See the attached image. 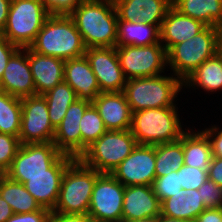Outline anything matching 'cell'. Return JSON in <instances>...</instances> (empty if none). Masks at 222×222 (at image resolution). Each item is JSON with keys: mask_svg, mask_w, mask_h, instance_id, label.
I'll list each match as a JSON object with an SVG mask.
<instances>
[{"mask_svg": "<svg viewBox=\"0 0 222 222\" xmlns=\"http://www.w3.org/2000/svg\"><path fill=\"white\" fill-rule=\"evenodd\" d=\"M69 16L86 48L117 46L118 15L113 0H84Z\"/></svg>", "mask_w": 222, "mask_h": 222, "instance_id": "obj_1", "label": "cell"}, {"mask_svg": "<svg viewBox=\"0 0 222 222\" xmlns=\"http://www.w3.org/2000/svg\"><path fill=\"white\" fill-rule=\"evenodd\" d=\"M30 48L63 60L82 57L87 49L73 19L66 15H49Z\"/></svg>", "mask_w": 222, "mask_h": 222, "instance_id": "obj_2", "label": "cell"}, {"mask_svg": "<svg viewBox=\"0 0 222 222\" xmlns=\"http://www.w3.org/2000/svg\"><path fill=\"white\" fill-rule=\"evenodd\" d=\"M176 107L149 108L132 112L130 131L137 145L155 146L178 141L183 133Z\"/></svg>", "mask_w": 222, "mask_h": 222, "instance_id": "obj_3", "label": "cell"}, {"mask_svg": "<svg viewBox=\"0 0 222 222\" xmlns=\"http://www.w3.org/2000/svg\"><path fill=\"white\" fill-rule=\"evenodd\" d=\"M100 174L79 158L74 159L65 170L52 214H88L93 186Z\"/></svg>", "mask_w": 222, "mask_h": 222, "instance_id": "obj_4", "label": "cell"}, {"mask_svg": "<svg viewBox=\"0 0 222 222\" xmlns=\"http://www.w3.org/2000/svg\"><path fill=\"white\" fill-rule=\"evenodd\" d=\"M183 81L173 76H153L128 79L124 94L132 112L149 108L176 107L174 99Z\"/></svg>", "mask_w": 222, "mask_h": 222, "instance_id": "obj_5", "label": "cell"}, {"mask_svg": "<svg viewBox=\"0 0 222 222\" xmlns=\"http://www.w3.org/2000/svg\"><path fill=\"white\" fill-rule=\"evenodd\" d=\"M218 53V27L207 26L202 32L179 44L168 52V65L174 75L184 81L207 59Z\"/></svg>", "mask_w": 222, "mask_h": 222, "instance_id": "obj_6", "label": "cell"}, {"mask_svg": "<svg viewBox=\"0 0 222 222\" xmlns=\"http://www.w3.org/2000/svg\"><path fill=\"white\" fill-rule=\"evenodd\" d=\"M49 16L40 0H11L6 26L0 34L18 48H28Z\"/></svg>", "mask_w": 222, "mask_h": 222, "instance_id": "obj_7", "label": "cell"}, {"mask_svg": "<svg viewBox=\"0 0 222 222\" xmlns=\"http://www.w3.org/2000/svg\"><path fill=\"white\" fill-rule=\"evenodd\" d=\"M136 145L137 142L130 129L107 130L87 147L79 159L99 173L111 174Z\"/></svg>", "mask_w": 222, "mask_h": 222, "instance_id": "obj_8", "label": "cell"}, {"mask_svg": "<svg viewBox=\"0 0 222 222\" xmlns=\"http://www.w3.org/2000/svg\"><path fill=\"white\" fill-rule=\"evenodd\" d=\"M116 52L127 80L158 76L168 64L167 50L161 43L145 46L117 45Z\"/></svg>", "mask_w": 222, "mask_h": 222, "instance_id": "obj_9", "label": "cell"}, {"mask_svg": "<svg viewBox=\"0 0 222 222\" xmlns=\"http://www.w3.org/2000/svg\"><path fill=\"white\" fill-rule=\"evenodd\" d=\"M62 155L53 142L21 144L5 175L22 184L29 176L51 175V166Z\"/></svg>", "mask_w": 222, "mask_h": 222, "instance_id": "obj_10", "label": "cell"}, {"mask_svg": "<svg viewBox=\"0 0 222 222\" xmlns=\"http://www.w3.org/2000/svg\"><path fill=\"white\" fill-rule=\"evenodd\" d=\"M125 186L110 173H101L93 186L88 215L95 222L122 221Z\"/></svg>", "mask_w": 222, "mask_h": 222, "instance_id": "obj_11", "label": "cell"}, {"mask_svg": "<svg viewBox=\"0 0 222 222\" xmlns=\"http://www.w3.org/2000/svg\"><path fill=\"white\" fill-rule=\"evenodd\" d=\"M22 116L19 139L21 144L53 142L55 128L48 116V106L43 95L21 99Z\"/></svg>", "mask_w": 222, "mask_h": 222, "instance_id": "obj_12", "label": "cell"}, {"mask_svg": "<svg viewBox=\"0 0 222 222\" xmlns=\"http://www.w3.org/2000/svg\"><path fill=\"white\" fill-rule=\"evenodd\" d=\"M124 186L152 185L155 174V146L136 145L111 173Z\"/></svg>", "mask_w": 222, "mask_h": 222, "instance_id": "obj_13", "label": "cell"}, {"mask_svg": "<svg viewBox=\"0 0 222 222\" xmlns=\"http://www.w3.org/2000/svg\"><path fill=\"white\" fill-rule=\"evenodd\" d=\"M101 92H121L127 79L120 67L116 47H91L85 51Z\"/></svg>", "mask_w": 222, "mask_h": 222, "instance_id": "obj_14", "label": "cell"}, {"mask_svg": "<svg viewBox=\"0 0 222 222\" xmlns=\"http://www.w3.org/2000/svg\"><path fill=\"white\" fill-rule=\"evenodd\" d=\"M91 104L88 100L77 99L69 106L61 123L55 128L53 143L62 154L75 159L81 156L80 121Z\"/></svg>", "mask_w": 222, "mask_h": 222, "instance_id": "obj_15", "label": "cell"}, {"mask_svg": "<svg viewBox=\"0 0 222 222\" xmlns=\"http://www.w3.org/2000/svg\"><path fill=\"white\" fill-rule=\"evenodd\" d=\"M75 158L63 154L52 166L51 175L29 176L24 184L41 207L53 210L59 196L66 168Z\"/></svg>", "mask_w": 222, "mask_h": 222, "instance_id": "obj_16", "label": "cell"}, {"mask_svg": "<svg viewBox=\"0 0 222 222\" xmlns=\"http://www.w3.org/2000/svg\"><path fill=\"white\" fill-rule=\"evenodd\" d=\"M0 91L20 99L36 95L28 53L24 49L19 48L8 60L0 80Z\"/></svg>", "mask_w": 222, "mask_h": 222, "instance_id": "obj_17", "label": "cell"}, {"mask_svg": "<svg viewBox=\"0 0 222 222\" xmlns=\"http://www.w3.org/2000/svg\"><path fill=\"white\" fill-rule=\"evenodd\" d=\"M118 21L144 22L161 28L172 0H113Z\"/></svg>", "mask_w": 222, "mask_h": 222, "instance_id": "obj_18", "label": "cell"}, {"mask_svg": "<svg viewBox=\"0 0 222 222\" xmlns=\"http://www.w3.org/2000/svg\"><path fill=\"white\" fill-rule=\"evenodd\" d=\"M160 214L161 201L151 185L125 186L122 221L154 218Z\"/></svg>", "mask_w": 222, "mask_h": 222, "instance_id": "obj_19", "label": "cell"}, {"mask_svg": "<svg viewBox=\"0 0 222 222\" xmlns=\"http://www.w3.org/2000/svg\"><path fill=\"white\" fill-rule=\"evenodd\" d=\"M107 130H129L132 111L123 91L101 92L92 102Z\"/></svg>", "mask_w": 222, "mask_h": 222, "instance_id": "obj_20", "label": "cell"}, {"mask_svg": "<svg viewBox=\"0 0 222 222\" xmlns=\"http://www.w3.org/2000/svg\"><path fill=\"white\" fill-rule=\"evenodd\" d=\"M23 49L28 53L36 95H43L63 82L65 60L36 53L30 47Z\"/></svg>", "mask_w": 222, "mask_h": 222, "instance_id": "obj_21", "label": "cell"}, {"mask_svg": "<svg viewBox=\"0 0 222 222\" xmlns=\"http://www.w3.org/2000/svg\"><path fill=\"white\" fill-rule=\"evenodd\" d=\"M206 27L207 25L203 22L183 15L171 6L162 21L160 43H163L162 45L168 52L175 44L193 38Z\"/></svg>", "mask_w": 222, "mask_h": 222, "instance_id": "obj_22", "label": "cell"}, {"mask_svg": "<svg viewBox=\"0 0 222 222\" xmlns=\"http://www.w3.org/2000/svg\"><path fill=\"white\" fill-rule=\"evenodd\" d=\"M63 81L72 87L78 99L92 103L101 93L96 76L85 55L65 60Z\"/></svg>", "mask_w": 222, "mask_h": 222, "instance_id": "obj_23", "label": "cell"}, {"mask_svg": "<svg viewBox=\"0 0 222 222\" xmlns=\"http://www.w3.org/2000/svg\"><path fill=\"white\" fill-rule=\"evenodd\" d=\"M172 6L207 26H222V0H172Z\"/></svg>", "mask_w": 222, "mask_h": 222, "instance_id": "obj_24", "label": "cell"}, {"mask_svg": "<svg viewBox=\"0 0 222 222\" xmlns=\"http://www.w3.org/2000/svg\"><path fill=\"white\" fill-rule=\"evenodd\" d=\"M184 165L208 172L212 159L211 145L203 131L183 133Z\"/></svg>", "mask_w": 222, "mask_h": 222, "instance_id": "obj_25", "label": "cell"}, {"mask_svg": "<svg viewBox=\"0 0 222 222\" xmlns=\"http://www.w3.org/2000/svg\"><path fill=\"white\" fill-rule=\"evenodd\" d=\"M0 196L17 214L30 213L42 208L24 184L11 180L5 174L0 175Z\"/></svg>", "mask_w": 222, "mask_h": 222, "instance_id": "obj_26", "label": "cell"}, {"mask_svg": "<svg viewBox=\"0 0 222 222\" xmlns=\"http://www.w3.org/2000/svg\"><path fill=\"white\" fill-rule=\"evenodd\" d=\"M160 43V28L144 22L118 21L117 45L145 46Z\"/></svg>", "mask_w": 222, "mask_h": 222, "instance_id": "obj_27", "label": "cell"}, {"mask_svg": "<svg viewBox=\"0 0 222 222\" xmlns=\"http://www.w3.org/2000/svg\"><path fill=\"white\" fill-rule=\"evenodd\" d=\"M183 85L216 92L222 89V56L217 53L207 59L183 81ZM196 85V86H195Z\"/></svg>", "mask_w": 222, "mask_h": 222, "instance_id": "obj_28", "label": "cell"}, {"mask_svg": "<svg viewBox=\"0 0 222 222\" xmlns=\"http://www.w3.org/2000/svg\"><path fill=\"white\" fill-rule=\"evenodd\" d=\"M43 96L46 99L48 116L54 128L61 123L69 106L78 99L72 87L64 81L44 93Z\"/></svg>", "mask_w": 222, "mask_h": 222, "instance_id": "obj_29", "label": "cell"}, {"mask_svg": "<svg viewBox=\"0 0 222 222\" xmlns=\"http://www.w3.org/2000/svg\"><path fill=\"white\" fill-rule=\"evenodd\" d=\"M183 164V135L178 141L155 145L156 178L178 171Z\"/></svg>", "mask_w": 222, "mask_h": 222, "instance_id": "obj_30", "label": "cell"}, {"mask_svg": "<svg viewBox=\"0 0 222 222\" xmlns=\"http://www.w3.org/2000/svg\"><path fill=\"white\" fill-rule=\"evenodd\" d=\"M21 116V99L0 91V133L18 137Z\"/></svg>", "mask_w": 222, "mask_h": 222, "instance_id": "obj_31", "label": "cell"}, {"mask_svg": "<svg viewBox=\"0 0 222 222\" xmlns=\"http://www.w3.org/2000/svg\"><path fill=\"white\" fill-rule=\"evenodd\" d=\"M81 131V155L95 140H98L107 129L97 109L91 104L84 112L80 121Z\"/></svg>", "mask_w": 222, "mask_h": 222, "instance_id": "obj_32", "label": "cell"}, {"mask_svg": "<svg viewBox=\"0 0 222 222\" xmlns=\"http://www.w3.org/2000/svg\"><path fill=\"white\" fill-rule=\"evenodd\" d=\"M151 186L161 202L174 195L185 194L184 189L180 185L179 173L177 171L155 178Z\"/></svg>", "mask_w": 222, "mask_h": 222, "instance_id": "obj_33", "label": "cell"}, {"mask_svg": "<svg viewBox=\"0 0 222 222\" xmlns=\"http://www.w3.org/2000/svg\"><path fill=\"white\" fill-rule=\"evenodd\" d=\"M20 146L19 137L0 133V174L9 170Z\"/></svg>", "mask_w": 222, "mask_h": 222, "instance_id": "obj_34", "label": "cell"}, {"mask_svg": "<svg viewBox=\"0 0 222 222\" xmlns=\"http://www.w3.org/2000/svg\"><path fill=\"white\" fill-rule=\"evenodd\" d=\"M172 218L190 220L188 198L186 194L174 195L161 202V214Z\"/></svg>", "mask_w": 222, "mask_h": 222, "instance_id": "obj_35", "label": "cell"}, {"mask_svg": "<svg viewBox=\"0 0 222 222\" xmlns=\"http://www.w3.org/2000/svg\"><path fill=\"white\" fill-rule=\"evenodd\" d=\"M177 172L179 173L180 185L184 190H198V188L209 178L208 172L184 164Z\"/></svg>", "mask_w": 222, "mask_h": 222, "instance_id": "obj_36", "label": "cell"}, {"mask_svg": "<svg viewBox=\"0 0 222 222\" xmlns=\"http://www.w3.org/2000/svg\"><path fill=\"white\" fill-rule=\"evenodd\" d=\"M206 209L222 207V187L209 178L198 188Z\"/></svg>", "mask_w": 222, "mask_h": 222, "instance_id": "obj_37", "label": "cell"}, {"mask_svg": "<svg viewBox=\"0 0 222 222\" xmlns=\"http://www.w3.org/2000/svg\"><path fill=\"white\" fill-rule=\"evenodd\" d=\"M49 15L69 16L84 0H40Z\"/></svg>", "mask_w": 222, "mask_h": 222, "instance_id": "obj_38", "label": "cell"}, {"mask_svg": "<svg viewBox=\"0 0 222 222\" xmlns=\"http://www.w3.org/2000/svg\"><path fill=\"white\" fill-rule=\"evenodd\" d=\"M52 211L42 207L30 213H14L6 222H51Z\"/></svg>", "mask_w": 222, "mask_h": 222, "instance_id": "obj_39", "label": "cell"}, {"mask_svg": "<svg viewBox=\"0 0 222 222\" xmlns=\"http://www.w3.org/2000/svg\"><path fill=\"white\" fill-rule=\"evenodd\" d=\"M184 193L188 198L190 220H195L196 217L206 209L204 203L203 201H201V197L199 195L198 190L188 189L184 190Z\"/></svg>", "mask_w": 222, "mask_h": 222, "instance_id": "obj_40", "label": "cell"}, {"mask_svg": "<svg viewBox=\"0 0 222 222\" xmlns=\"http://www.w3.org/2000/svg\"><path fill=\"white\" fill-rule=\"evenodd\" d=\"M19 48L0 35V80L10 57Z\"/></svg>", "mask_w": 222, "mask_h": 222, "instance_id": "obj_41", "label": "cell"}, {"mask_svg": "<svg viewBox=\"0 0 222 222\" xmlns=\"http://www.w3.org/2000/svg\"><path fill=\"white\" fill-rule=\"evenodd\" d=\"M203 132L210 141L212 157L222 158V130L218 131V128L213 126L211 129L206 128Z\"/></svg>", "mask_w": 222, "mask_h": 222, "instance_id": "obj_42", "label": "cell"}, {"mask_svg": "<svg viewBox=\"0 0 222 222\" xmlns=\"http://www.w3.org/2000/svg\"><path fill=\"white\" fill-rule=\"evenodd\" d=\"M208 177L214 181L218 186L222 187V158L212 157L209 169Z\"/></svg>", "mask_w": 222, "mask_h": 222, "instance_id": "obj_43", "label": "cell"}, {"mask_svg": "<svg viewBox=\"0 0 222 222\" xmlns=\"http://www.w3.org/2000/svg\"><path fill=\"white\" fill-rule=\"evenodd\" d=\"M51 222H95L88 214H52Z\"/></svg>", "mask_w": 222, "mask_h": 222, "instance_id": "obj_44", "label": "cell"}, {"mask_svg": "<svg viewBox=\"0 0 222 222\" xmlns=\"http://www.w3.org/2000/svg\"><path fill=\"white\" fill-rule=\"evenodd\" d=\"M195 222H222V207L205 209L194 220Z\"/></svg>", "mask_w": 222, "mask_h": 222, "instance_id": "obj_45", "label": "cell"}, {"mask_svg": "<svg viewBox=\"0 0 222 222\" xmlns=\"http://www.w3.org/2000/svg\"><path fill=\"white\" fill-rule=\"evenodd\" d=\"M10 4L11 0H0V34L6 26Z\"/></svg>", "mask_w": 222, "mask_h": 222, "instance_id": "obj_46", "label": "cell"}, {"mask_svg": "<svg viewBox=\"0 0 222 222\" xmlns=\"http://www.w3.org/2000/svg\"><path fill=\"white\" fill-rule=\"evenodd\" d=\"M14 214L9 204L0 196V222H6Z\"/></svg>", "mask_w": 222, "mask_h": 222, "instance_id": "obj_47", "label": "cell"}, {"mask_svg": "<svg viewBox=\"0 0 222 222\" xmlns=\"http://www.w3.org/2000/svg\"><path fill=\"white\" fill-rule=\"evenodd\" d=\"M158 222H195L194 220L178 219L169 216L159 215Z\"/></svg>", "mask_w": 222, "mask_h": 222, "instance_id": "obj_48", "label": "cell"}, {"mask_svg": "<svg viewBox=\"0 0 222 222\" xmlns=\"http://www.w3.org/2000/svg\"><path fill=\"white\" fill-rule=\"evenodd\" d=\"M218 53L222 56V26L218 27Z\"/></svg>", "mask_w": 222, "mask_h": 222, "instance_id": "obj_49", "label": "cell"}, {"mask_svg": "<svg viewBox=\"0 0 222 222\" xmlns=\"http://www.w3.org/2000/svg\"><path fill=\"white\" fill-rule=\"evenodd\" d=\"M125 222H158V217L145 218V219H139V220H133V221H125Z\"/></svg>", "mask_w": 222, "mask_h": 222, "instance_id": "obj_50", "label": "cell"}]
</instances>
